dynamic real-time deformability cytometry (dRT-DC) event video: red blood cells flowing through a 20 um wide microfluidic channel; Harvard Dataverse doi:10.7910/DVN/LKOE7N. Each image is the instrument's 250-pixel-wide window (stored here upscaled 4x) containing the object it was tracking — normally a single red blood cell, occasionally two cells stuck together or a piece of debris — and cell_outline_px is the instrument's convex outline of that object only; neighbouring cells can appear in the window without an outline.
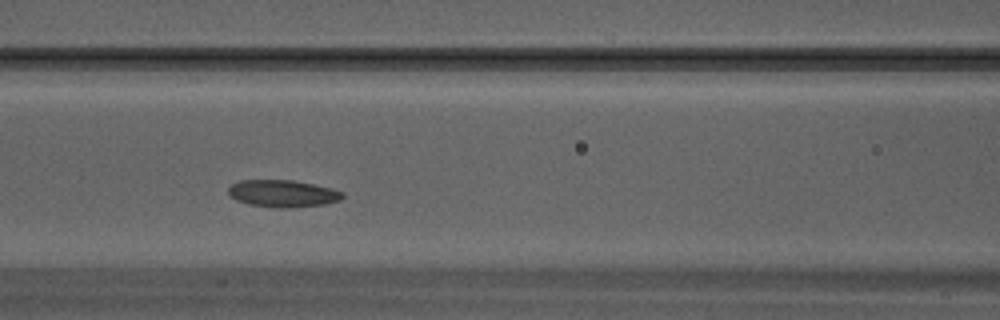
{"species": "Egyptian fruit bat (a non-hibernating species)", "species_latin": "Rousettus aegyptiacus", "temperature_condition": "warm", "stored_images_in_passage": 25, "camera_frame_rate_fps": 3000, "um_per_image_px": 0.085, "animal": {"sex": "male"}, "frame": {"image": 1, "passage_image": 7, "time_ms": 2.0, "image_size_px": [1000, 320], "cell_outline_px": [[344, 196], [340, 200], [324, 204], [288, 208], [276, 208], [248, 204], [236, 200], [228, 192], [228, 188], [232, 184], [240, 180], [292, 180], [332, 188], [344, 192]], "centroid_in_image_um": [24.04, 16.45], "position_along_channel_um": 142.6, "area_um2": 18.03}}
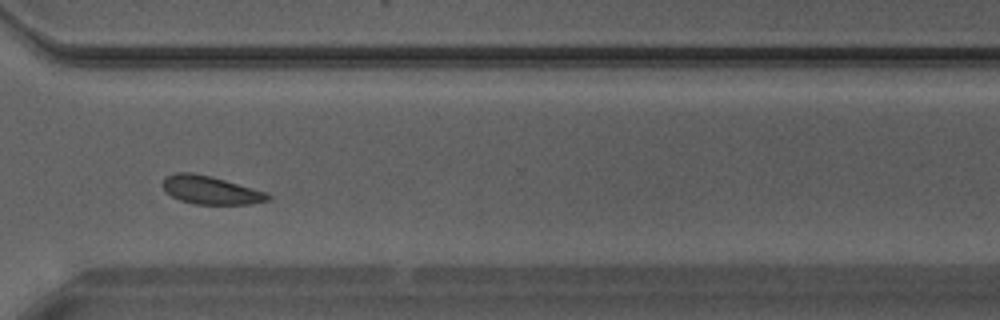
{"frame": {"image": 2, "passage_image": 17, "time_ms": 5.333, "image_size_px": [1000, 320], "cell_outline_px": [[272, 200], [252, 204], [196, 204], [180, 200], [164, 192], [160, 184], [164, 176], [176, 172], [192, 172], [212, 176], [268, 192], [272, 196]], "centroid_in_image_um": [17.9, 16.15], "position_along_channel_um": 352.7, "area_um2": 17.8}}
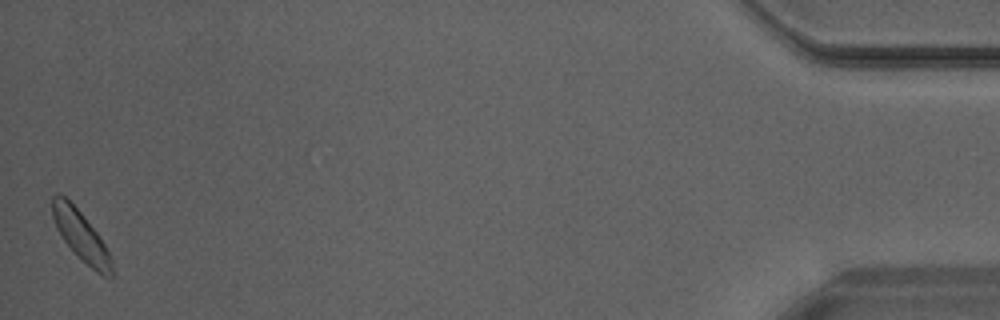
{"frame": {"image": 3, "passage_image": 25, "time_ms": 8.0, "image_size_px": [1000, 320], "cell_outline_px": [[112, 276], [108, 280], [96, 272], [64, 240], [56, 228], [52, 216], [52, 196], [56, 192], [60, 192], [80, 212], [96, 232], [104, 244], [112, 260]], "centroid_in_image_um": [6.87, 20.03], "position_along_channel_um": 428.3, "area_um2": 16.76}}